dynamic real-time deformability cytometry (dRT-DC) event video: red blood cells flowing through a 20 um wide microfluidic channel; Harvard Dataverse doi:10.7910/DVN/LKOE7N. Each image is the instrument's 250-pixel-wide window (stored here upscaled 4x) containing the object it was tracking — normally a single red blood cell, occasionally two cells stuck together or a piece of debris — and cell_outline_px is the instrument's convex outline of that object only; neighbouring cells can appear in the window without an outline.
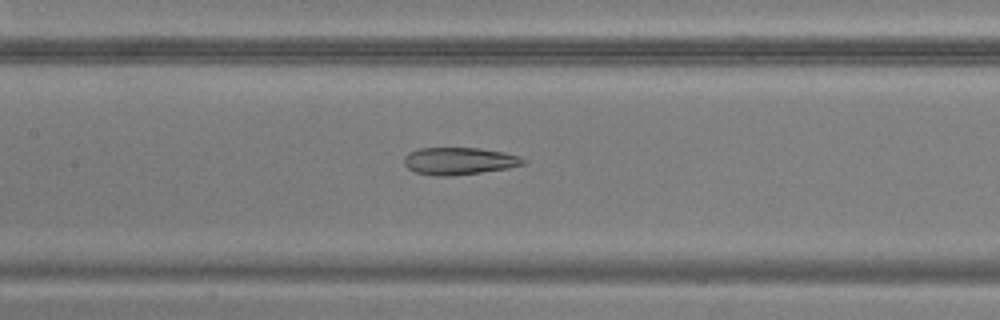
{"species": "common noctule bat (a hibernating species)", "species_latin": "Nyctalus noctula", "temperature_condition": "warm", "stored_images_in_passage": 48, "camera_frame_rate_fps": 3000, "um_per_image_px": 0.085, "animal": {"sex": "male", "body_mass_g": 20.5, "forearm_length_mm": 52.5}, "frame": {"image": 1, "passage_image": 22, "time_ms": 7.0, "image_size_px": [1000, 320], "cell_outline_px": [[528, 160], [524, 164], [508, 168], [480, 172], [448, 176], [436, 176], [416, 172], [408, 168], [404, 164], [404, 156], [408, 152], [420, 148], [476, 148], [504, 152], [520, 156]], "centroid_in_image_um": [39.03, 13.68], "position_along_channel_um": 168.4, "area_um2": 18.9}}
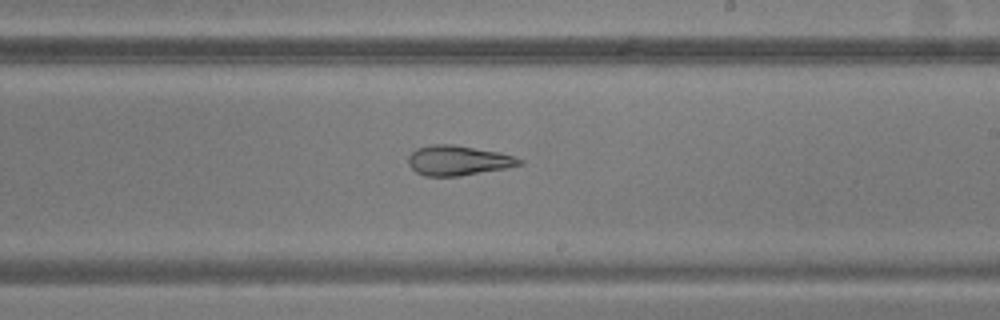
{"frame": {"image": 2, "passage_image": 28, "time_ms": 9.0, "image_size_px": [1000, 320], "cell_outline_px": [[524, 164], [504, 168], [460, 176], [424, 176], [416, 172], [408, 164], [408, 156], [416, 148], [432, 144], [452, 144], [500, 152], [524, 160]], "centroid_in_image_um": [38.92, 13.63], "position_along_channel_um": 250.1, "area_um2": 19.36}}
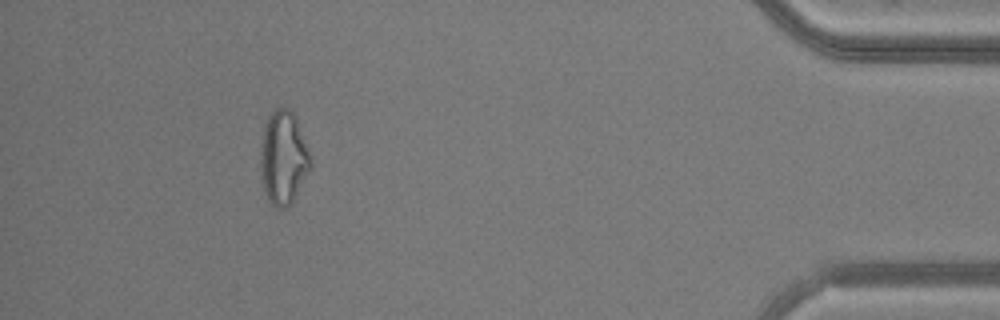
{"frame": {"image": 3, "passage_image": 44, "time_ms": 14.333, "image_size_px": [1000, 320], "cell_outline_px": [[312, 164], [296, 196], [288, 208], [276, 208], [268, 200], [264, 192], [260, 164], [260, 160], [264, 128], [268, 112], [276, 108], [288, 108], [292, 112], [296, 120], [312, 156]], "centroid_in_image_um": [24.09, 13.42], "position_along_channel_um": 411.1, "area_um2": 27.28}}